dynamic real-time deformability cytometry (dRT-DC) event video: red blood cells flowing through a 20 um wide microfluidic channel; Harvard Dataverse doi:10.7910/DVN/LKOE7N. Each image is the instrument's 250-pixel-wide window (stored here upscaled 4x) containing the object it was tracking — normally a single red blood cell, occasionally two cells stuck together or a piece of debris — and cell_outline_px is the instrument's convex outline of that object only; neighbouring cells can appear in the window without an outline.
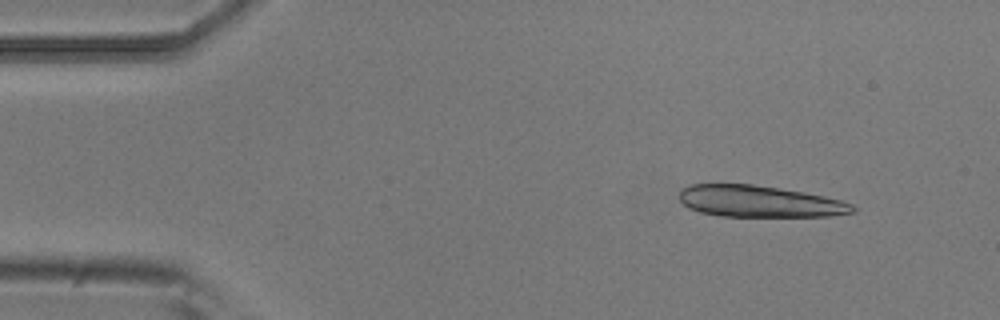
{"species": "common noctule bat (a hibernating species)", "species_latin": "Nyctalus noctula", "temperature_condition": "room temperature", "stored_images_in_passage": 6, "camera_frame_rate_fps": 3000, "um_per_image_px": 0.085, "animal": {"sex": "male", "body_mass_g": 20.5, "forearm_length_mm": 52.5}, "frame": {"image": 1, "passage_image": 2, "time_ms": 0.333, "image_size_px": [1000, 320], "cell_outline_px": [[856, 212], [828, 216], [720, 216], [700, 212], [688, 208], [680, 200], [680, 188], [688, 184], [752, 184], [804, 192], [824, 196], [840, 200], [852, 204], [856, 208]], "centroid_in_image_um": [64.53, 17.11], "position_along_channel_um": 20.5, "area_um2": 31.91}}
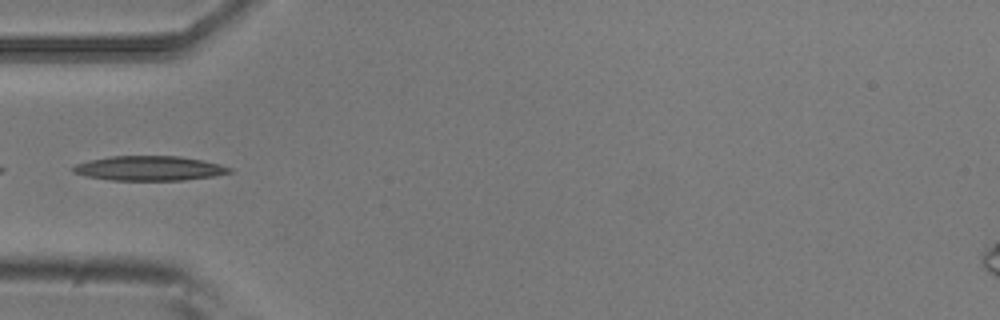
{"frame": {"image": 2, "passage_image": 5, "time_ms": 1.333, "image_size_px": [1000, 320], "cell_outline_px": [[232, 172], [212, 176], [184, 180], [108, 180], [84, 176], [72, 172], [72, 168], [76, 164], [92, 160], [112, 156], [180, 156], [220, 164], [232, 168]], "centroid_in_image_um": [12.67, 14.31], "position_along_channel_um": 72.3, "area_um2": 22.31}}
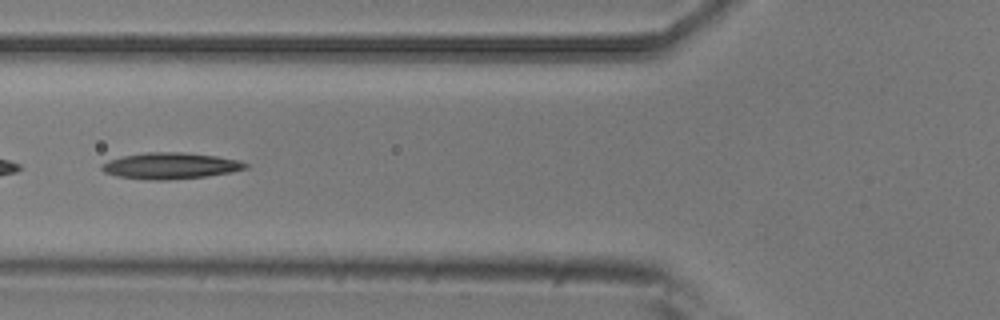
{"frame": {"image": 3, "passage_image": 6, "time_ms": 1.667, "image_size_px": [1000, 320], "cell_outline_px": [[248, 168], [232, 172], [204, 176], [164, 180], [148, 180], [116, 176], [104, 172], [100, 168], [100, 164], [108, 160], [124, 156], [144, 152], [184, 152], [216, 156], [240, 160], [248, 164]], "centroid_in_image_um": [14.47, 14.09], "position_along_channel_um": 111.3, "area_um2": 22.08}}